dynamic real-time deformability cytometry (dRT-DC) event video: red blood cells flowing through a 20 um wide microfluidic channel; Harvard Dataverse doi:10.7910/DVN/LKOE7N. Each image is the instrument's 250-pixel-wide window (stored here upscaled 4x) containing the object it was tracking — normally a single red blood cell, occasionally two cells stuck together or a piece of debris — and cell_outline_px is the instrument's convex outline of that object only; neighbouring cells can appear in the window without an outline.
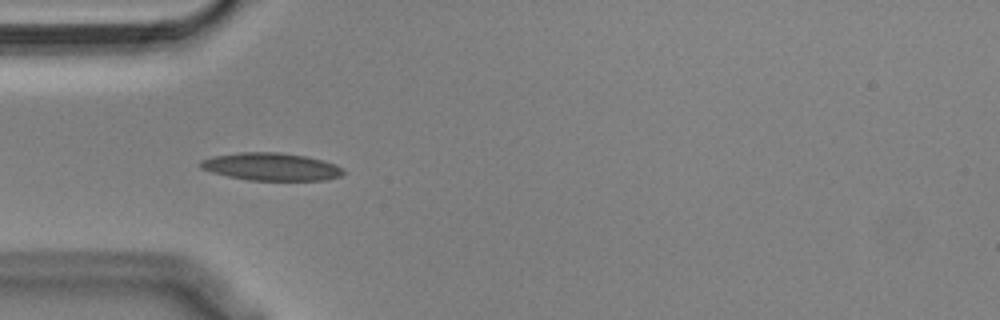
{"species": "Egyptian fruit bat (a non-hibernating species)", "species_latin": "Rousettus aegyptiacus", "temperature_condition": "cold", "stored_images_in_passage": 10, "camera_frame_rate_fps": 3000, "um_per_image_px": 0.085, "animal": {"sex": "male"}, "frame": {"image": 1, "passage_image": 4, "time_ms": 1.0, "image_size_px": [1000, 320], "cell_outline_px": [[344, 172], [340, 176], [324, 180], [248, 180], [228, 176], [212, 172], [200, 168], [196, 164], [200, 160], [212, 156], [240, 152], [280, 152], [304, 156], [324, 160], [336, 164], [344, 168]], "centroid_in_image_um": [23.02, 14.16], "position_along_channel_um": 62.0, "area_um2": 23.18}}
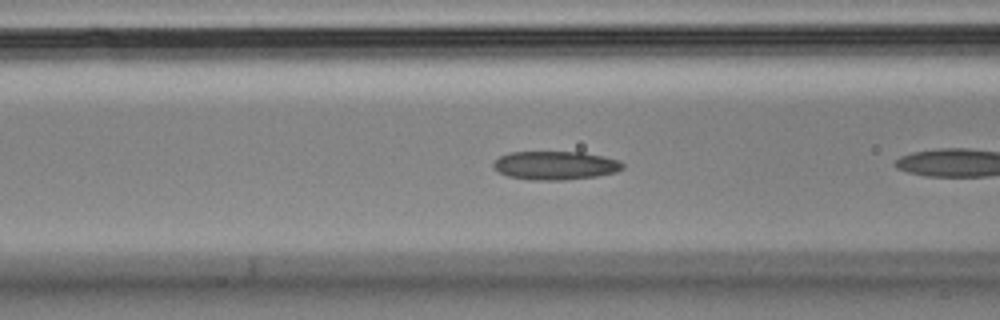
{"frame": {"image": 2, "passage_image": 6, "time_ms": 1.667, "image_size_px": [1000, 320], "cell_outline_px": [[624, 168], [616, 172], [596, 176], [564, 180], [532, 180], [508, 176], [500, 172], [492, 164], [500, 156], [508, 152], [584, 152], [604, 156], [620, 160], [624, 164]], "centroid_in_image_um": [47.24, 14.05], "position_along_channel_um": 119.4, "area_um2": 21.56}}
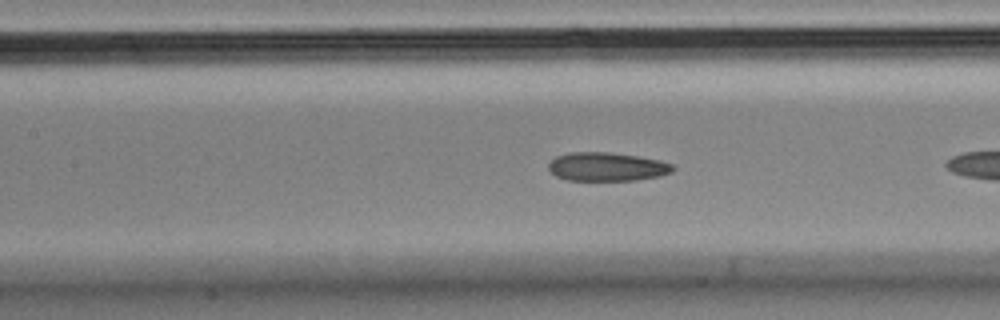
{"frame": {"image": 3, "passage_image": 9, "time_ms": 2.667, "image_size_px": [1000, 320], "cell_outline_px": [[676, 168], [672, 172], [660, 176], [636, 180], [568, 180], [556, 176], [548, 168], [548, 164], [556, 156], [568, 152], [608, 152], [636, 156], [660, 160], [672, 164]], "centroid_in_image_um": [51.6, 14.17], "position_along_channel_um": 155.8, "area_um2": 20.75}}